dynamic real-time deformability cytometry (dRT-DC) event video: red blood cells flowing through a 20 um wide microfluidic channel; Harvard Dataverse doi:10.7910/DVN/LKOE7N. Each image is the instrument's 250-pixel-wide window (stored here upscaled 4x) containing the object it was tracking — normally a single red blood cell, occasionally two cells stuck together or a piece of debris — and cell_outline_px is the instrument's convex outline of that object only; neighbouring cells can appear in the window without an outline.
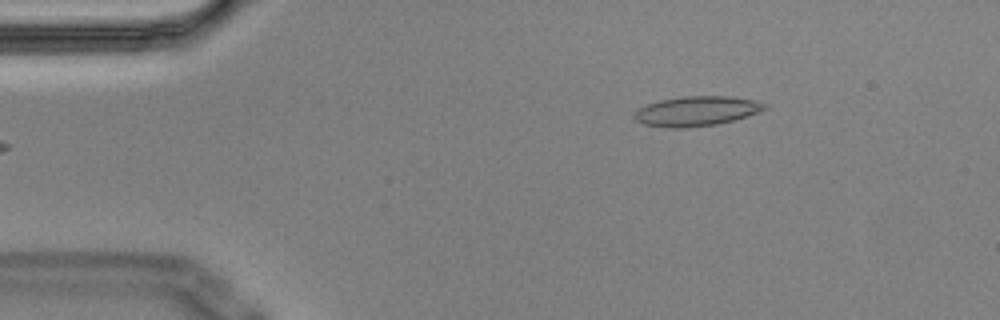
{"species": "Egyptian fruit bat (a non-hibernating species)", "species_latin": "Rousettus aegyptiacus", "temperature_condition": "cold", "stored_images_in_passage": 6, "camera_frame_rate_fps": 3000, "um_per_image_px": 0.085, "animal": {"sex": "male"}, "frame": {"image": 1, "passage_image": 6, "time_ms": 1.667, "image_size_px": [1000, 320], "cell_outline_px": [[768, 108], [760, 112], [748, 116], [716, 124], [680, 128], [672, 128], [644, 124], [636, 120], [632, 116], [640, 108], [648, 104], [660, 100], [684, 96], [728, 96], [752, 100], [768, 104]], "centroid_in_image_um": [59.23, 9.44], "position_along_channel_um": 25.8, "area_um2": 22.37}}